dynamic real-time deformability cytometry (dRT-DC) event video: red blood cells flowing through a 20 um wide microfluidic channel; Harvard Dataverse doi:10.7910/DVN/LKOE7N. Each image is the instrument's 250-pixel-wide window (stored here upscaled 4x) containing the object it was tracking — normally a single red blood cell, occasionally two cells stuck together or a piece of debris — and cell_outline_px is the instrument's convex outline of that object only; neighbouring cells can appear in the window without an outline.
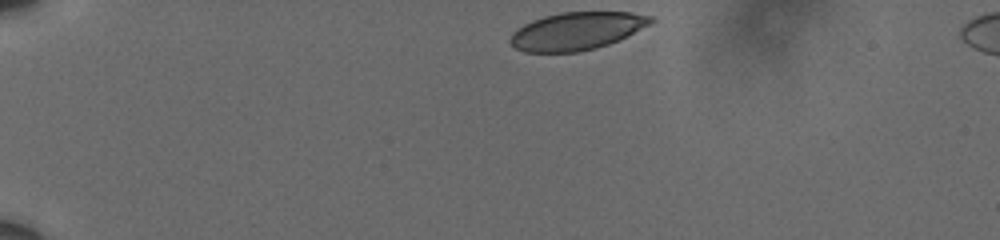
{"species": "human", "species_latin": "Homo sapiens", "temperature_condition": "cold", "stored_images_in_passage": 41, "camera_frame_rate_fps": 3000, "um_per_image_px": 0.085, "donor": {"sex": "male"}, "frame": {"image": 1, "passage_image": 1, "time_ms": 0.0, "image_size_px": [1000, 240], "cell_outline_px": [[656, 20], [608, 44], [596, 48], [580, 52], [524, 52], [516, 48], [508, 40], [512, 32], [524, 24], [532, 20], [544, 16], [560, 12], [632, 12], [652, 16]], "centroid_in_image_um": [48.96, 2.63], "position_along_channel_um": 36.0, "area_um2": 30.63}}
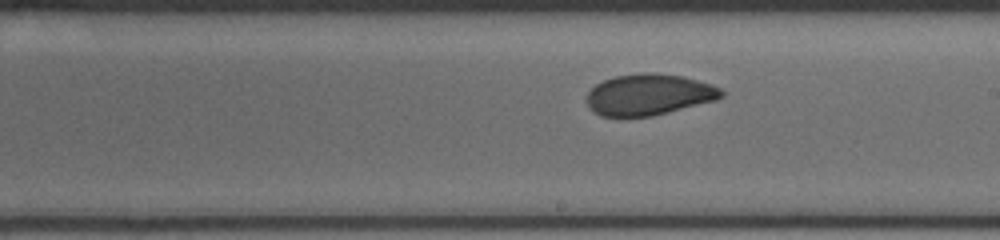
{"frame": {"image": 2, "passage_image": 24, "time_ms": 7.667, "image_size_px": [1000, 240], "cell_outline_px": [[724, 96], [716, 100], [652, 116], [600, 116], [592, 112], [588, 108], [588, 92], [596, 84], [604, 80], [616, 76], [640, 72], [652, 72], [684, 76], [712, 84], [720, 88], [724, 92]], "centroid_in_image_um": [55.17, 8.03], "position_along_channel_um": 233.8, "area_um2": 32.43}}
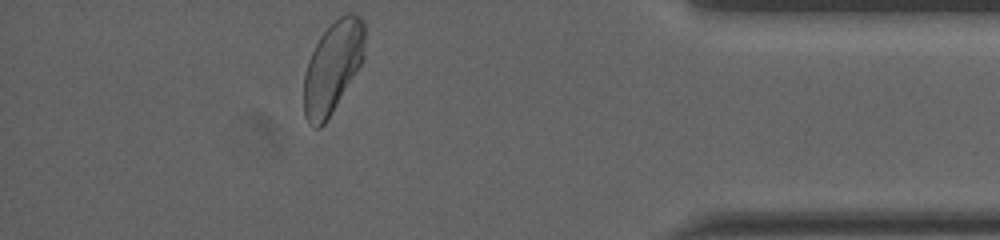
{"frame": {"image": 3, "passage_image": 41, "time_ms": 13.333, "image_size_px": [1000, 240], "cell_outline_px": [[364, 56], [360, 64], [332, 112], [324, 124], [320, 128], [316, 128], [304, 116], [304, 72], [308, 60], [320, 36], [340, 16], [348, 12], [352, 12], [360, 16], [364, 20]], "centroid_in_image_um": [28.27, 5.68], "position_along_channel_um": 406.9, "area_um2": 31.96}, "authors_computed_cell_mechanics": {"area_um2": 32.657, "velocity_mm_per_s": 3.5924, "shape_relaxation_time_tau1_ms": null, "shape_relaxation_time_tau2_ms": 0.9661, "deformation_change_tau1": null, "deformation_change_tau2": 0.0507}}